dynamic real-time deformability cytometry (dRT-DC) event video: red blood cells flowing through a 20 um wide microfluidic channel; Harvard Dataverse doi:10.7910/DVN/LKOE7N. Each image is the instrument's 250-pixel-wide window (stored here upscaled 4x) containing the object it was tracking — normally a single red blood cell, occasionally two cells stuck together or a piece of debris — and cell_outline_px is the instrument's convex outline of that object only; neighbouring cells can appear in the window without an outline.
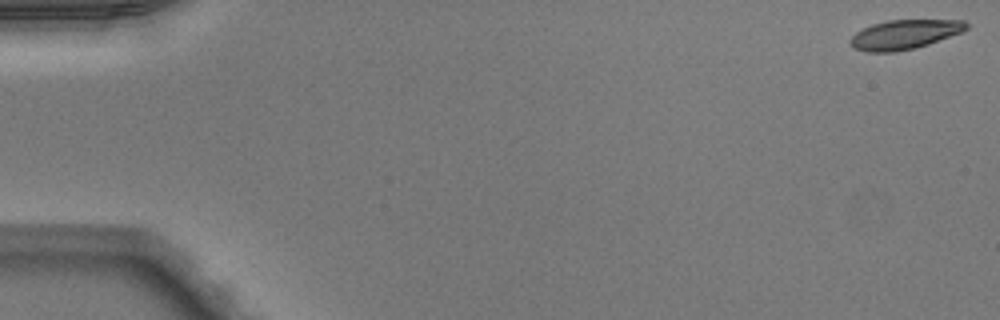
{"species": "Egyptian fruit bat (a non-hibernating species)", "species_latin": "Rousettus aegyptiacus", "temperature_condition": "warm", "stored_images_in_passage": 16, "camera_frame_rate_fps": 3000, "um_per_image_px": 0.085, "animal": {"sex": "male"}, "frame": {"image": 1, "passage_image": 1, "time_ms": 0.0, "image_size_px": [1000, 320], "cell_outline_px": [[968, 28], [964, 32], [916, 48], [896, 52], [868, 52], [856, 48], [848, 40], [856, 32], [872, 24], [888, 20], [964, 20], [968, 24]], "centroid_in_image_um": [76.92, 2.93], "position_along_channel_um": 8.1, "area_um2": 19.88}}
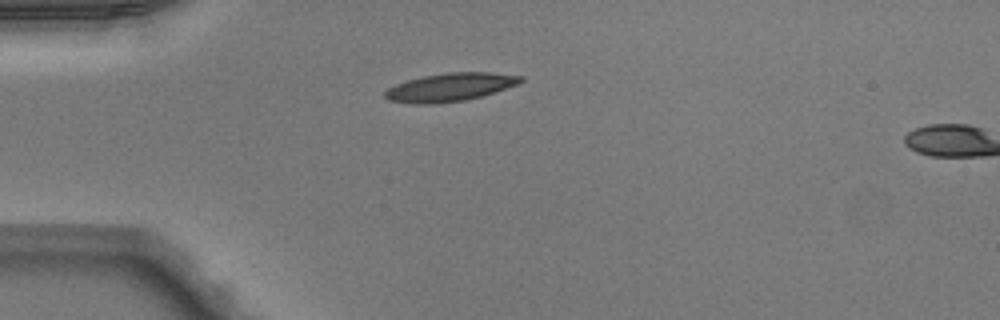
{"frame": {"image": 2, "passage_image": 14, "time_ms": 4.333, "image_size_px": [1000, 320], "cell_outline_px": [[524, 80], [520, 84], [480, 96], [464, 100], [436, 104], [412, 104], [388, 100], [384, 96], [384, 92], [388, 88], [396, 84], [408, 80], [424, 76], [448, 72], [492, 72], [524, 76]], "centroid_in_image_um": [38.27, 7.41], "position_along_channel_um": 46.7, "area_um2": 22.37}}